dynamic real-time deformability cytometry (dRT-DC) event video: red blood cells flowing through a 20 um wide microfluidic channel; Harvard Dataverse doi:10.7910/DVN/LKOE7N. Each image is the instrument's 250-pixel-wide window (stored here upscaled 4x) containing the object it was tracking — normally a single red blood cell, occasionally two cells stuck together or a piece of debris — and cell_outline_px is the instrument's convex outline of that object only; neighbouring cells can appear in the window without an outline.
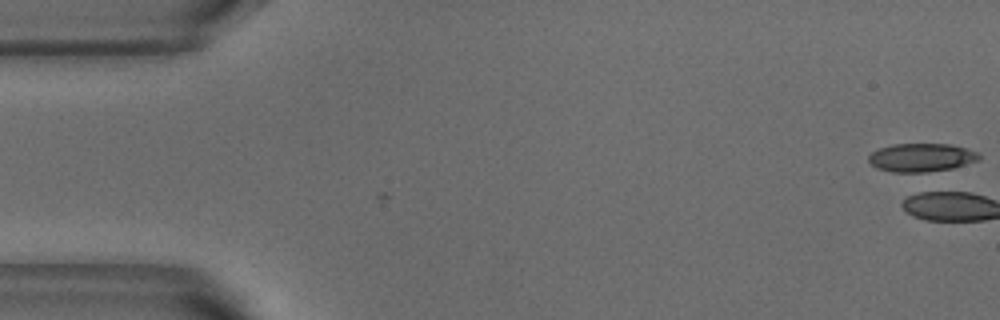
{"species": "common noctule bat (a hibernating species)", "species_latin": "Nyctalus noctula", "temperature_condition": "warm", "stored_images_in_passage": 2, "camera_frame_rate_fps": 3000, "um_per_image_px": 0.085, "animal": {"sex": "male", "body_mass_g": 18.8}, "frame": {"image": 1, "passage_image": 1, "time_ms": 0.0, "image_size_px": [1000, 320], "cell_outline_px": [[980, 160], [952, 168], [920, 176], [892, 172], [876, 168], [868, 160], [868, 156], [872, 152], [880, 148], [892, 144], [948, 144], [964, 148], [976, 152], [980, 156]], "centroid_in_image_um": [78.29, 13.45], "position_along_channel_um": 6.7, "area_um2": 18.9}}